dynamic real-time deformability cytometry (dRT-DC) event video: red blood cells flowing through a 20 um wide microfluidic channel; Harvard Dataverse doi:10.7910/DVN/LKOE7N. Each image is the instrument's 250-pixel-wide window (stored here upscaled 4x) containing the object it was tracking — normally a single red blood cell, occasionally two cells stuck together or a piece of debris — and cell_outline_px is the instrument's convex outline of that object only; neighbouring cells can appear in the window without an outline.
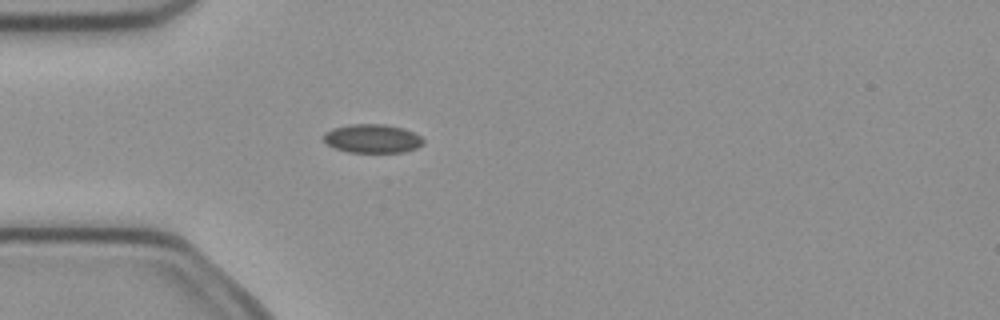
{"species": "common noctule bat (a hibernating species)", "species_latin": "Nyctalus noctula", "temperature_condition": "cold", "stored_images_in_passage": 4, "camera_frame_rate_fps": 3000, "um_per_image_px": 0.085, "animal": {"sex": "female", "body_mass_g": 21.9}, "frame": {"image": 1, "passage_image": 4, "time_ms": 1.0, "image_size_px": [1000, 320], "cell_outline_px": [[424, 144], [416, 148], [404, 152], [348, 152], [336, 148], [328, 144], [324, 140], [324, 132], [332, 128], [348, 124], [384, 124], [404, 128], [420, 136], [424, 140]], "centroid_in_image_um": [31.66, 11.77], "position_along_channel_um": 53.3, "area_um2": 16.7}}